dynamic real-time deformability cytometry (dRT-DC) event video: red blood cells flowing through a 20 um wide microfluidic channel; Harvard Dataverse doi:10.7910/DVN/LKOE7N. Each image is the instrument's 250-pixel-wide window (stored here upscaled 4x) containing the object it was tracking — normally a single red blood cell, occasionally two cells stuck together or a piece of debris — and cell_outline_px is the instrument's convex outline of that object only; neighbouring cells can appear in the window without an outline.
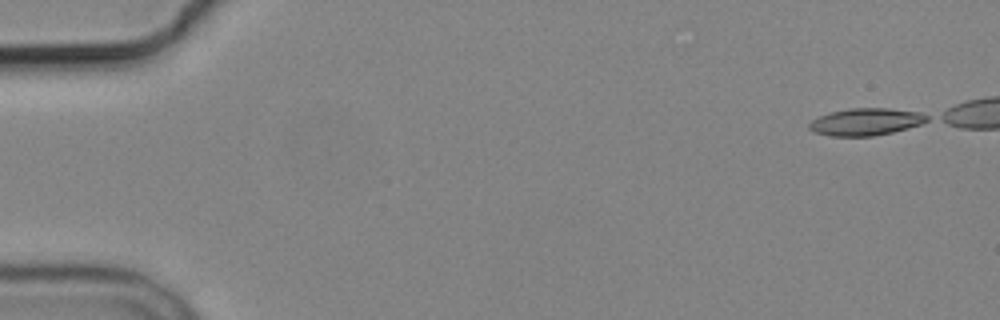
{"species": "common noctule bat (a hibernating species)", "species_latin": "Nyctalus noctula", "temperature_condition": "cold", "stored_images_in_passage": 6, "camera_frame_rate_fps": 3000, "um_per_image_px": 0.085, "animal": {"sex": "male", "body_mass_g": 19.2, "forearm_length_mm": 51.8}, "frame": {"image": 1, "passage_image": 1, "time_ms": 0.0, "image_size_px": [1000, 320], "cell_outline_px": [[928, 120], [920, 124], [908, 128], [892, 132], [872, 136], [832, 136], [812, 132], [808, 128], [808, 124], [812, 120], [820, 116], [832, 112], [848, 108], [888, 108], [920, 112], [928, 116]], "centroid_in_image_um": [73.58, 10.35], "position_along_channel_um": 11.4, "area_um2": 18.61}}